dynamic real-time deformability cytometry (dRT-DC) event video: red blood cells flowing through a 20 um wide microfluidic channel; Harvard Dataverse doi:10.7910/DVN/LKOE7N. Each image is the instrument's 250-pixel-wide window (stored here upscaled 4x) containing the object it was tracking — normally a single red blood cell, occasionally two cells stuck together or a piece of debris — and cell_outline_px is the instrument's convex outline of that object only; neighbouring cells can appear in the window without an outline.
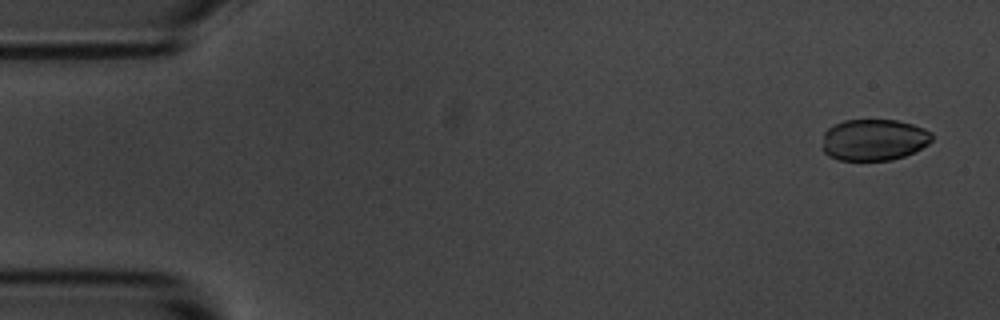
{"species": "common noctule bat (a hibernating species)", "species_latin": "Nyctalus noctula", "temperature_condition": "room temperature", "stored_images_in_passage": 6, "camera_frame_rate_fps": 3000, "um_per_image_px": 0.085, "animal": {"sex": "male", "body_mass_g": 20.1, "forearm_length_mm": 53.5}, "frame": {"image": 1, "passage_image": 1, "time_ms": 0.0, "image_size_px": [1000, 320], "cell_outline_px": [[932, 140], [928, 144], [904, 156], [892, 160], [840, 160], [828, 156], [820, 148], [824, 132], [828, 128], [844, 120], [896, 120], [912, 124], [924, 128], [932, 132]], "centroid_in_image_um": [74.24, 11.88], "position_along_channel_um": 10.8, "area_um2": 26.65}}
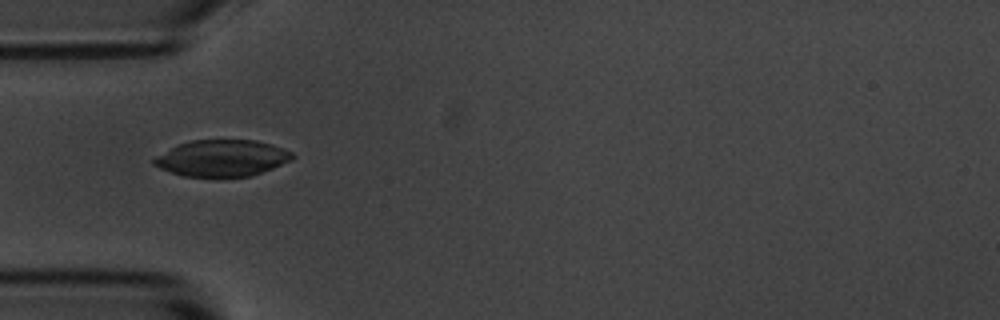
{"frame": {"image": 2, "passage_image": 5, "time_ms": 4.667, "image_size_px": [1000, 320], "cell_outline_px": [[296, 156], [292, 160], [252, 176], [184, 176], [160, 168], [152, 164], [152, 160], [156, 156], [180, 144], [192, 140], [256, 140], [272, 144], [284, 148], [292, 152]], "centroid_in_image_um": [18.91, 13.43], "position_along_channel_um": 66.1, "area_um2": 29.19}}